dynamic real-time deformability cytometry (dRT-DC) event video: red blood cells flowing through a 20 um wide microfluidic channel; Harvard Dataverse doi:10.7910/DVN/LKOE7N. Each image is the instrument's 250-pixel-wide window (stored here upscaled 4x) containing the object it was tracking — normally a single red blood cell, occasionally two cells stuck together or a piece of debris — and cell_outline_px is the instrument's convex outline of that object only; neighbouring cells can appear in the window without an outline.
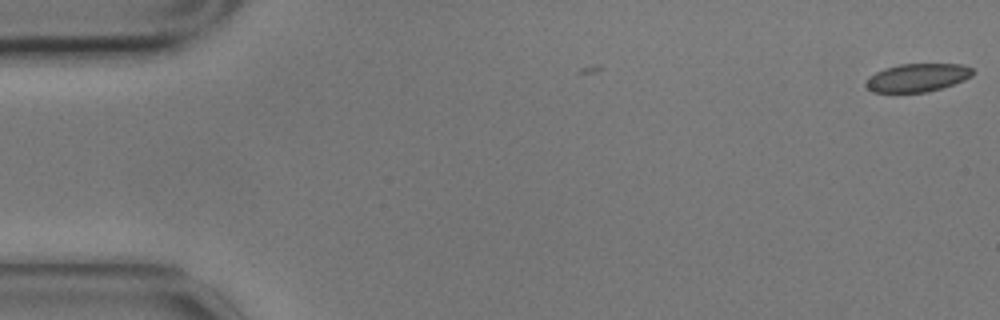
{"species": "common noctule bat (a hibernating species)", "species_latin": "Nyctalus noctula", "temperature_condition": "cold", "stored_images_in_passage": 4, "camera_frame_rate_fps": 3000, "um_per_image_px": 0.085, "animal": {"sex": "male", "body_mass_g": 17.9}, "frame": {"image": 1, "passage_image": 4, "time_ms": 1.0, "image_size_px": [1000, 320], "cell_outline_px": [[972, 76], [964, 80], [928, 92], [872, 92], [864, 84], [876, 72], [884, 68], [900, 64], [960, 64], [972, 68]], "centroid_in_image_um": [77.97, 6.6], "position_along_channel_um": 7.0, "area_um2": 17.28}}